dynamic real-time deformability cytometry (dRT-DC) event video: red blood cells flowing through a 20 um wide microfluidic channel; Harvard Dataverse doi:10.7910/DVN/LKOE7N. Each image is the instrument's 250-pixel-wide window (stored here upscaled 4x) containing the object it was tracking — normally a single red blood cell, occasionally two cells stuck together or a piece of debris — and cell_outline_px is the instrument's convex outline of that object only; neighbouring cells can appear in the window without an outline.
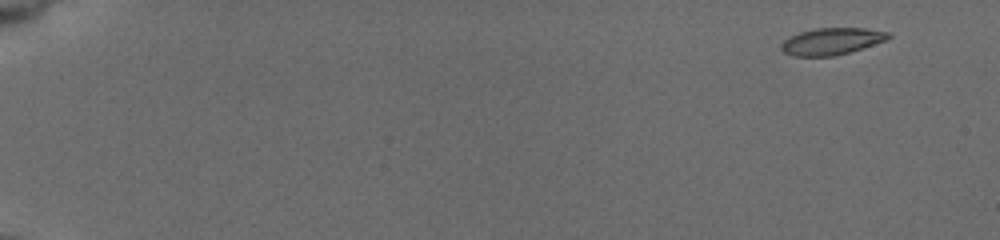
{"species": "common noctule bat (a hibernating species)", "species_latin": "Nyctalus noctula", "temperature_condition": "cold", "stored_images_in_passage": 11, "camera_frame_rate_fps": 3000, "um_per_image_px": 0.085, "animal": {"sex": "female", "body_mass_g": 19.5, "forearm_length_mm": 54.1}, "frame": {"image": 1, "passage_image": 3, "time_ms": 0.667, "image_size_px": [1000, 240], "cell_outline_px": [[892, 36], [884, 40], [848, 52], [832, 56], [792, 56], [784, 52], [780, 48], [780, 44], [784, 40], [800, 32], [816, 28], [864, 28], [892, 32]], "centroid_in_image_um": [70.67, 3.5], "position_along_channel_um": 14.3, "area_um2": 16.53}}
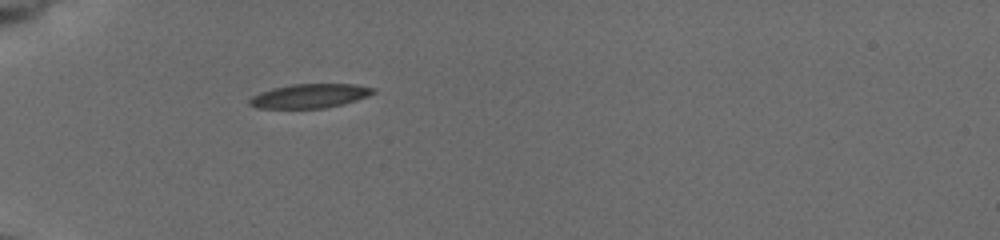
{"frame": {"image": 2, "passage_image": 11, "time_ms": 6.0, "image_size_px": [1000, 240], "cell_outline_px": [[376, 92], [368, 96], [344, 104], [324, 108], [256, 108], [248, 104], [248, 100], [252, 96], [260, 92], [272, 88], [292, 84], [356, 84], [376, 88]], "centroid_in_image_um": [26.34, 8.15], "position_along_channel_um": 58.7, "area_um2": 17.51}}